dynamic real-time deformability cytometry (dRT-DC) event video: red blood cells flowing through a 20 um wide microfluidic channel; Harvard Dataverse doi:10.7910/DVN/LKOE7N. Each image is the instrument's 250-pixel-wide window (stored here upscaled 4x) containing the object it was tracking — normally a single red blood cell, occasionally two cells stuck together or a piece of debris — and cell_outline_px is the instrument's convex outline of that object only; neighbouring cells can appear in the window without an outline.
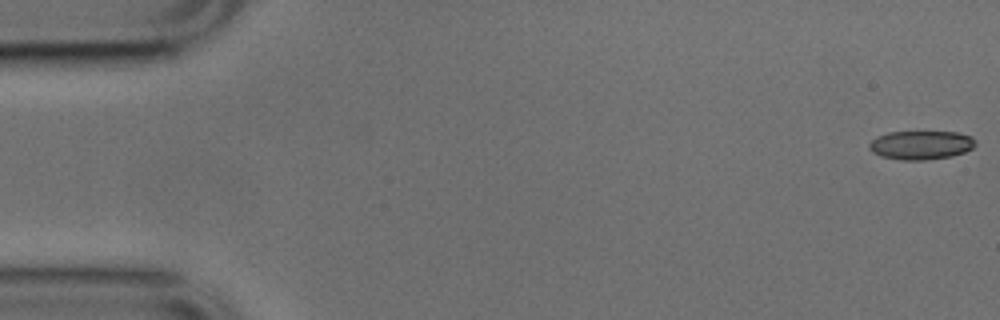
{"species": "common noctule bat (a hibernating species)", "species_latin": "Nyctalus noctula", "temperature_condition": "cold", "stored_images_in_passage": 8, "camera_frame_rate_fps": 3000, "um_per_image_px": 0.085, "animal": {"sex": "male", "body_mass_g": 17.9, "forearm_length_mm": 54.2}, "frame": {"image": 1, "passage_image": 1, "time_ms": 0.0, "image_size_px": [1000, 320], "cell_outline_px": [[976, 144], [972, 148], [964, 152], [952, 156], [924, 160], [904, 160], [880, 156], [872, 152], [868, 148], [868, 144], [876, 136], [888, 132], [956, 132], [972, 136], [976, 140]], "centroid_in_image_um": [78.27, 12.32], "position_along_channel_um": 6.7, "area_um2": 17.92}}